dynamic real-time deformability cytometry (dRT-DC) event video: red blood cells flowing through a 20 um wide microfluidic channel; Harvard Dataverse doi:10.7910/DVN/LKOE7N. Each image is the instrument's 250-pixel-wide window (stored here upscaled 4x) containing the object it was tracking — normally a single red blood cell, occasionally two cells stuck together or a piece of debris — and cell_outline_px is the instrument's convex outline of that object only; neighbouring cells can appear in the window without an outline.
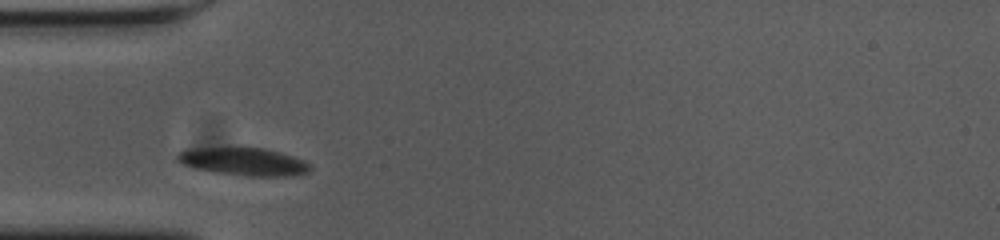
{"species": "common noctule bat (a hibernating species)", "species_latin": "Nyctalus noctula", "temperature_condition": "cold", "stored_images_in_passage": 37, "camera_frame_rate_fps": 3000, "um_per_image_px": 0.085, "animal": {"sex": "female", "body_mass_g": 23.0, "forearm_length_mm": 53.4}, "frame": {"image": 1, "passage_image": 2, "time_ms": 0.333, "image_size_px": [1000, 240], "cell_outline_px": [[312, 168], [308, 172], [284, 176], [248, 176], [216, 172], [180, 164], [176, 160], [176, 152], [188, 148], [236, 144], [264, 148], [280, 152], [304, 160]], "centroid_in_image_um": [20.61, 13.66], "position_along_channel_um": 64.4, "area_um2": 22.43}}
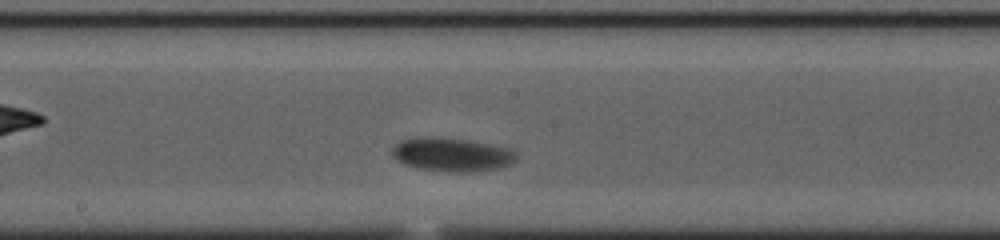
{"frame": {"image": 2, "passage_image": 15, "time_ms": 4.667, "image_size_px": [1000, 240], "cell_outline_px": [[516, 160], [512, 164], [500, 168], [472, 172], [448, 172], [416, 168], [404, 164], [396, 160], [392, 156], [392, 148], [400, 140], [428, 136], [468, 140], [504, 148], [516, 152]], "centroid_in_image_um": [38.37, 13.16], "position_along_channel_um": 209.8, "area_um2": 24.33}}
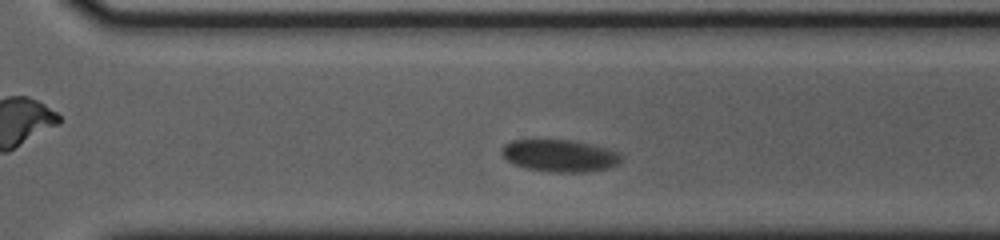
{"frame": {"image": 3, "passage_image": 25, "time_ms": 8.0, "image_size_px": [1000, 240], "cell_outline_px": [[620, 160], [616, 164], [608, 168], [584, 172], [556, 172], [528, 168], [516, 164], [508, 160], [504, 156], [504, 144], [512, 140], [568, 140], [608, 148], [616, 152], [620, 156]], "centroid_in_image_um": [47.59, 13.23], "position_along_channel_um": 323.0, "area_um2": 21.68}}